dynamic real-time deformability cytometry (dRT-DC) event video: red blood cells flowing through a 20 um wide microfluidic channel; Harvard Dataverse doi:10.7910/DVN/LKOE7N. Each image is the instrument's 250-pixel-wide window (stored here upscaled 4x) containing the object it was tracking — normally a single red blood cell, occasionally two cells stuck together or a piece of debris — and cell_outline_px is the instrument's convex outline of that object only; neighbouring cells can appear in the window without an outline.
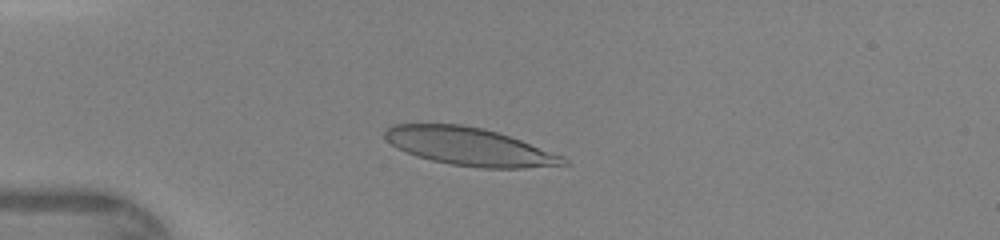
{"species": "human", "species_latin": "Homo sapiens", "temperature_condition": "warm", "stored_images_in_passage": 36, "camera_frame_rate_fps": 3000, "um_per_image_px": 0.085, "donor": {"sex": "female"}, "frame": {"image": 1, "passage_image": 2, "time_ms": 0.333, "image_size_px": [1000, 240], "cell_outline_px": [[572, 164], [524, 168], [484, 168], [452, 164], [432, 160], [416, 156], [396, 148], [384, 136], [384, 132], [392, 124], [460, 124], [484, 128], [520, 140], [564, 156]], "centroid_in_image_um": [39.92, 12.46], "position_along_channel_um": 45.1, "area_um2": 39.13}}
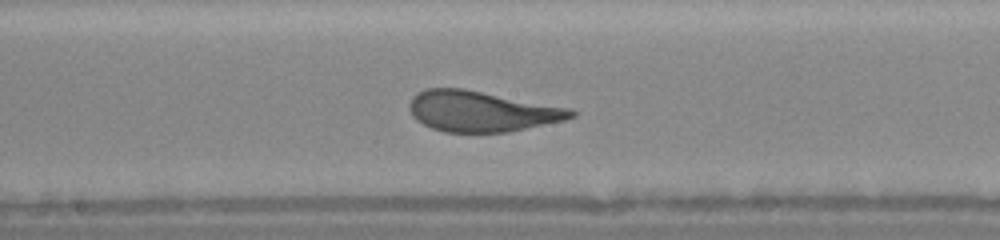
{"frame": {"image": 2, "passage_image": 15, "time_ms": 4.667, "image_size_px": [1000, 240], "cell_outline_px": [[576, 116], [564, 120], [508, 132], [444, 132], [432, 128], [416, 120], [412, 116], [408, 108], [408, 104], [412, 96], [416, 92], [428, 88], [464, 88], [572, 108], [576, 112]], "centroid_in_image_um": [40.91, 9.45], "position_along_channel_um": 207.3, "area_um2": 38.55}}
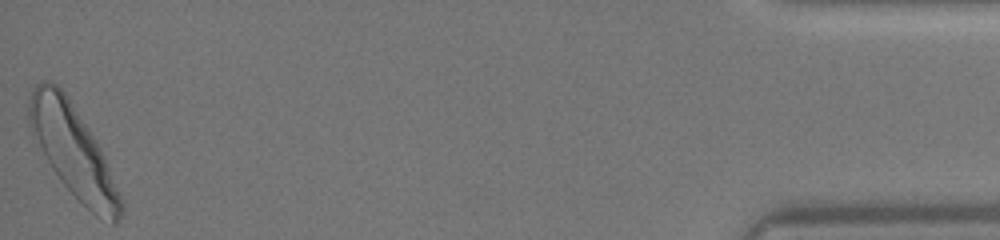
{"frame": {"image": 3, "passage_image": 36, "time_ms": 11.667, "image_size_px": [1000, 240], "cell_outline_px": [[124, 208], [116, 224], [112, 224], [96, 216], [60, 180], [52, 168], [32, 132], [28, 124], [28, 100], [36, 84], [44, 80], [52, 80], [64, 92], [96, 140], [100, 148], [124, 204]], "centroid_in_image_um": [6.21, 12.83], "position_along_channel_um": 429.0, "area_um2": 47.69}}